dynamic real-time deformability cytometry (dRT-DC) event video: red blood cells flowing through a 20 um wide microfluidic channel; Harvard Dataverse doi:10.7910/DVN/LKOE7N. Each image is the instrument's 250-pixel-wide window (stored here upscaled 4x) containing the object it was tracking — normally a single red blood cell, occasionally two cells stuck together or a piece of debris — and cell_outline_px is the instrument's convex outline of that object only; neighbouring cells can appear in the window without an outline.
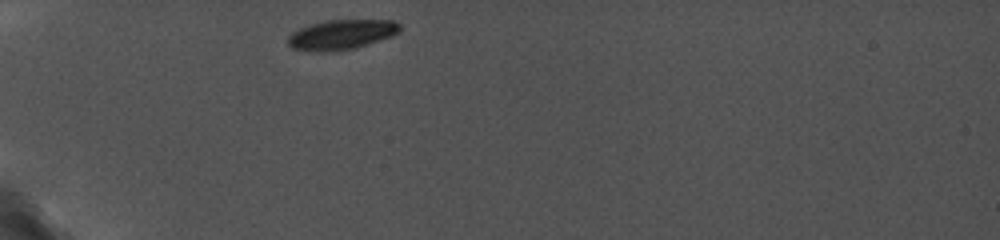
{"species": "common noctule bat (a hibernating species)", "species_latin": "Nyctalus noctula", "temperature_condition": "cold", "stored_images_in_passage": 35, "camera_frame_rate_fps": 5000, "um_per_image_px": 0.085, "animal": {"sex": "female", "body_mass_g": 19.0, "forearm_length_mm": 56.7}, "frame": {"image": 1, "passage_image": 1, "time_ms": 0.0, "image_size_px": [1000, 240], "cell_outline_px": [[400, 32], [392, 36], [356, 48], [332, 52], [316, 52], [292, 48], [288, 44], [288, 36], [292, 32], [300, 28], [324, 20], [392, 20], [400, 24]], "centroid_in_image_um": [29.02, 2.95], "position_along_channel_um": 56.0, "area_um2": 19.59}}
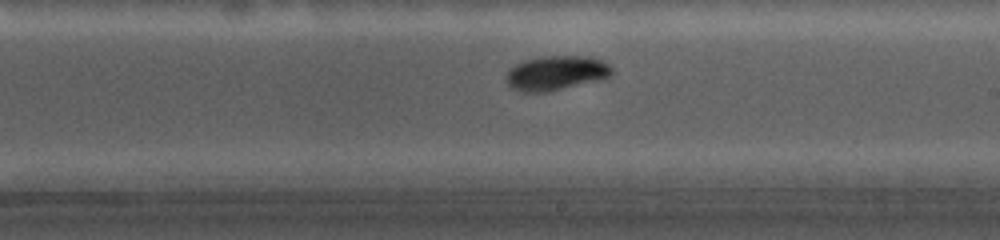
{"frame": {"image": 2, "passage_image": 21, "time_ms": 5.6, "image_size_px": [1000, 240], "cell_outline_px": [[612, 72], [608, 76], [600, 80], [548, 92], [520, 92], [512, 88], [504, 80], [504, 76], [516, 64], [524, 60], [544, 56], [588, 56], [600, 60], [608, 64], [612, 68]], "centroid_in_image_um": [47.23, 6.22], "position_along_channel_um": 241.8, "area_um2": 21.27}}
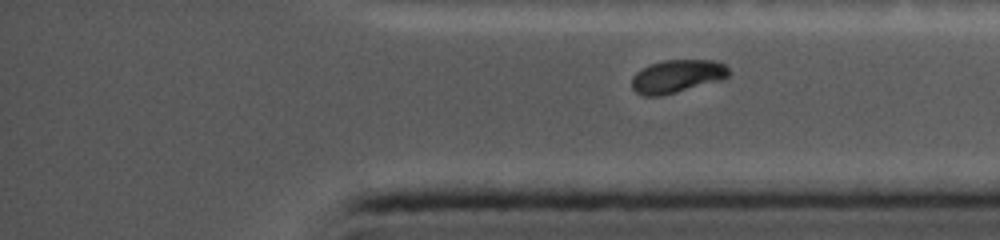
{"frame": {"image": 3, "passage_image": 35, "time_ms": 9.2, "image_size_px": [1000, 240], "cell_outline_px": [[728, 76], [720, 80], [676, 92], [660, 96], [644, 96], [636, 92], [632, 88], [632, 76], [636, 72], [652, 64], [664, 60], [716, 60], [724, 64], [728, 68]], "centroid_in_image_um": [57.53, 6.48], "position_along_channel_um": 377.7, "area_um2": 18.44}}